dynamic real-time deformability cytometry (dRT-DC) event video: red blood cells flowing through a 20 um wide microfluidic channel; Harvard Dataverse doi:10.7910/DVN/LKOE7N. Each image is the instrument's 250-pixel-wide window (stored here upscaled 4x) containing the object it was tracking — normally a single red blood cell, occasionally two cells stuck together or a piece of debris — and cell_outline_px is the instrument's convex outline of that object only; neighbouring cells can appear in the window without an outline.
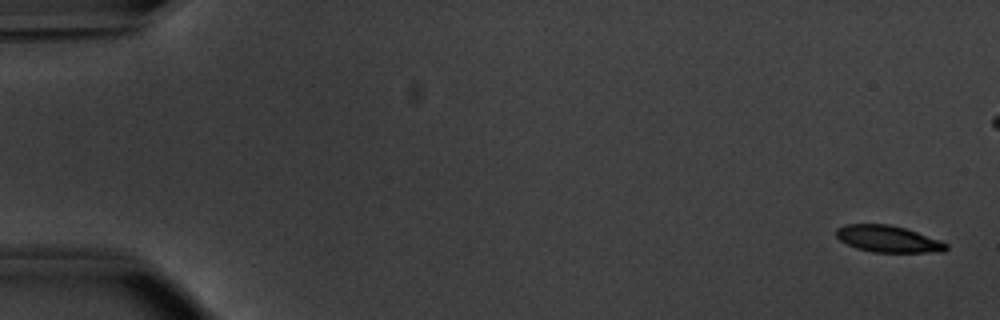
{"species": "common noctule bat (a hibernating species)", "species_latin": "Nyctalus noctula", "temperature_condition": "warm", "stored_images_in_passage": 54, "camera_frame_rate_fps": 3000, "um_per_image_px": 0.085, "animal": {"sex": "male", "body_mass_g": 20.1, "forearm_length_mm": 53.5}, "frame": {"image": 1, "passage_image": 1, "time_ms": 0.0, "image_size_px": [1000, 320], "cell_outline_px": [[948, 248], [944, 252], [872, 252], [856, 248], [840, 240], [836, 236], [836, 228], [844, 224], [888, 224], [904, 228], [940, 240], [948, 244]], "centroid_in_image_um": [75.47, 20.31], "position_along_channel_um": 9.5, "area_um2": 17.05}}
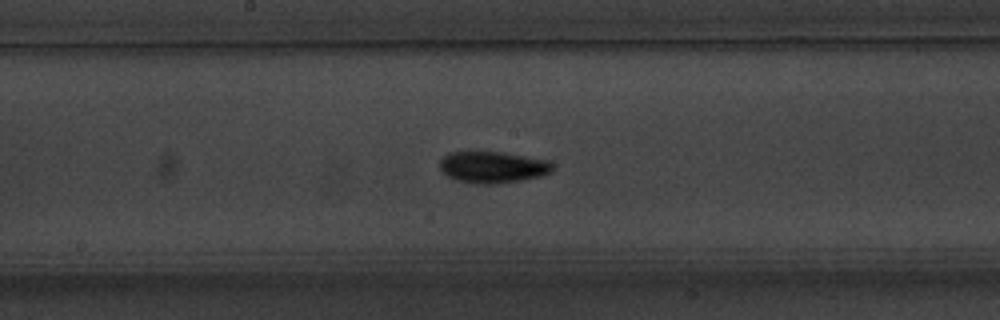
{"frame": {"image": 2, "passage_image": 28, "time_ms": 9.0, "image_size_px": [1000, 320], "cell_outline_px": [[552, 172], [544, 176], [524, 180], [496, 184], [472, 184], [456, 180], [448, 176], [440, 168], [440, 160], [448, 152], [500, 152], [552, 160]], "centroid_in_image_um": [41.93, 14.22], "position_along_channel_um": 206.3, "area_um2": 21.04}}
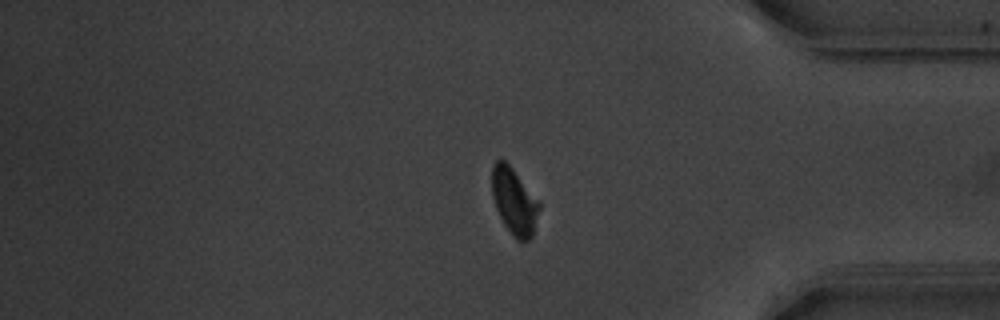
{"frame": {"image": 3, "passage_image": 44, "time_ms": 14.333, "image_size_px": [1000, 320], "cell_outline_px": [[540, 208], [532, 236], [528, 240], [516, 240], [504, 224], [496, 208], [492, 196], [492, 164], [496, 160], [504, 160], [512, 168], [540, 200]], "centroid_in_image_um": [43.72, 17.09], "position_along_channel_um": 391.5, "area_um2": 18.32}, "authors_computed_cell_mechanics": {"area_um2": 18.6694, "velocity_mm_per_s": 3.8302, "shape_relaxation_time_tau1_ms": 2.5049, "shape_relaxation_time_tau2_ms": 4.661, "deformation_change_tau1": 0.1402, "deformation_change_tau2": 0.0938}}